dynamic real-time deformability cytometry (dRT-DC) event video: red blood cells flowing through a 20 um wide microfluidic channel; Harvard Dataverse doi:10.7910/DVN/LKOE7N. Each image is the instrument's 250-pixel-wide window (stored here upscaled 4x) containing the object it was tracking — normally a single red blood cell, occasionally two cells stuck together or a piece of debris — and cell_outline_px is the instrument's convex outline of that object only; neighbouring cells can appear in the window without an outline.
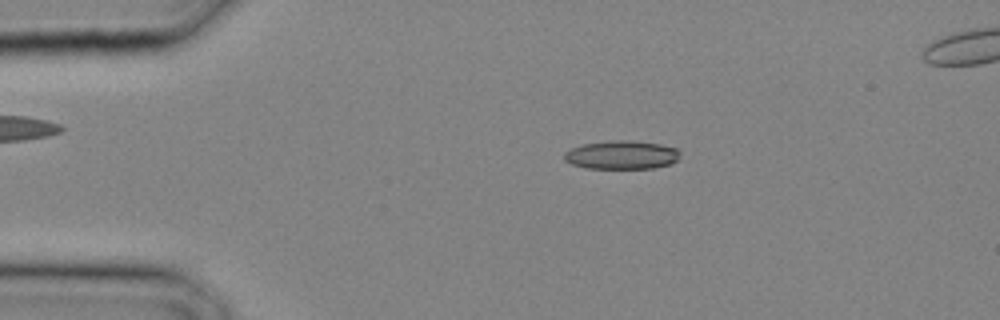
{"species": "common noctule bat (a hibernating species)", "species_latin": "Nyctalus noctula", "temperature_condition": "cold", "stored_images_in_passage": 28, "camera_frame_rate_fps": 3000, "um_per_image_px": 0.085, "animal": {"sex": "male", "body_mass_g": 20.4}, "frame": {"image": 1, "passage_image": 5, "time_ms": 1.333, "image_size_px": [1000, 320], "cell_outline_px": [[680, 152], [676, 160], [672, 164], [652, 168], [584, 168], [572, 164], [564, 160], [564, 152], [572, 148], [584, 144], [608, 140], [632, 140], [660, 144], [676, 148]], "centroid_in_image_um": [52.83, 13.16], "position_along_channel_um": 32.2, "area_um2": 19.31}}